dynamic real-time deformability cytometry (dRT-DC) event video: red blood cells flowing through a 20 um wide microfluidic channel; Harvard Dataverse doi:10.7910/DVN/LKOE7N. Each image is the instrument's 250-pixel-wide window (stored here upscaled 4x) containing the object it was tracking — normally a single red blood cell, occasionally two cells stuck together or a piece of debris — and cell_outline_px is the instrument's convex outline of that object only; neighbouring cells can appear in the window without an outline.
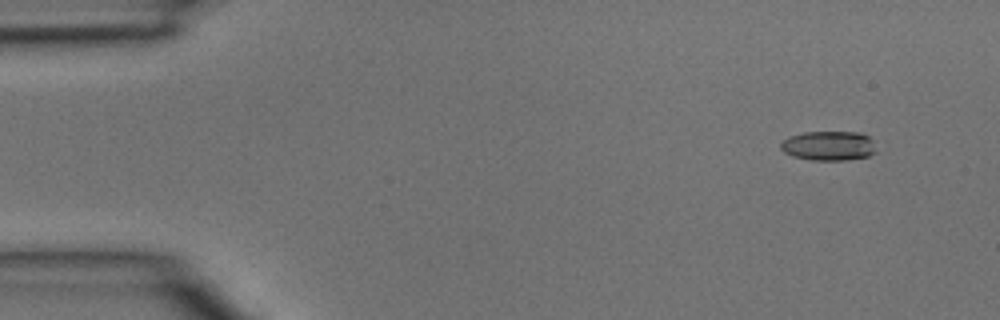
{"species": "common noctule bat (a hibernating species)", "species_latin": "Nyctalus noctula", "temperature_condition": "room temperature", "stored_images_in_passage": 5, "camera_frame_rate_fps": 3000, "um_per_image_px": 0.085, "animal": {"sex": "male", "body_mass_g": 15.6}, "frame": {"image": 1, "passage_image": 1, "time_ms": 0.0, "image_size_px": [1000, 320], "cell_outline_px": [[876, 152], [868, 156], [844, 160], [812, 160], [792, 156], [784, 152], [780, 148], [780, 144], [788, 136], [804, 132], [860, 132], [868, 136], [872, 140]], "centroid_in_image_um": [70.42, 12.39], "position_along_channel_um": 14.6, "area_um2": 16.42}}
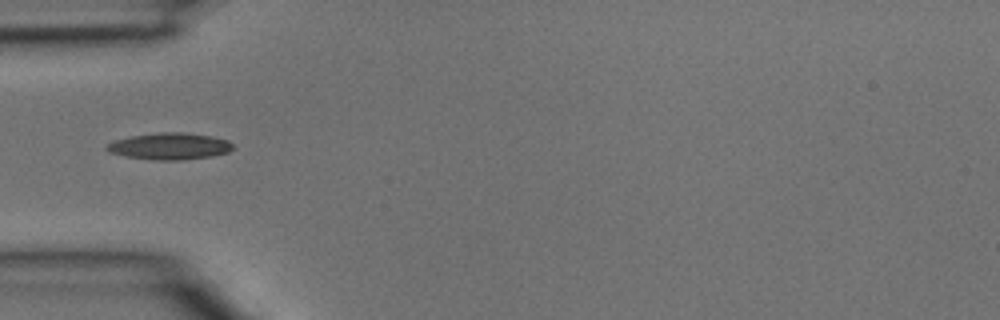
{"frame": {"image": 2, "passage_image": 4, "time_ms": 1.0, "image_size_px": [1000, 320], "cell_outline_px": [[236, 148], [228, 152], [212, 156], [184, 160], [156, 160], [128, 156], [108, 152], [104, 148], [108, 144], [116, 140], [132, 136], [160, 132], [184, 132], [212, 136], [228, 140]], "centroid_in_image_um": [14.47, 12.43], "position_along_channel_um": 70.5, "area_um2": 19.59}}